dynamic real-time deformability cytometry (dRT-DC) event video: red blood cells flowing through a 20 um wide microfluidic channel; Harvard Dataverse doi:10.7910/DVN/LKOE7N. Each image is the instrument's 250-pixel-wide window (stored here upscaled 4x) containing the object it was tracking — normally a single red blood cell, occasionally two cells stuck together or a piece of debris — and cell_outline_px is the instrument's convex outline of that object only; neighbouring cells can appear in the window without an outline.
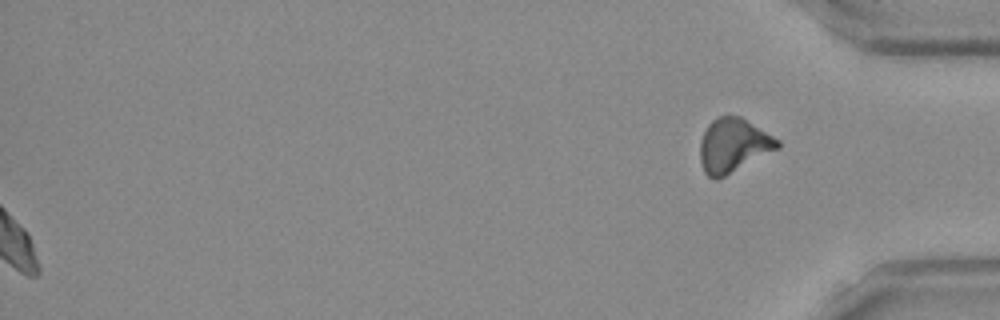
{"species": "Egyptian fruit bat (a non-hibernating species)", "species_latin": "Rousettus aegyptiacus", "temperature_condition": "room temperature", "stored_images_in_passage": 50, "segment_of_instrument_passage": [2, 2], "camera_frame_rate_fps": 3000, "um_per_image_px": 0.085, "frame": {"image": 1, "passage_image": 50, "time_ms": 16.333, "image_size_px": [1000, 320], "cell_outline_px": [[780, 148], [716, 180], [712, 180], [704, 172], [700, 160], [700, 140], [708, 124], [712, 120], [720, 116], [740, 116], [780, 140]], "centroid_in_image_um": [62.32, 12.37], "position_along_channel_um": 372.9, "area_um2": 24.28}}